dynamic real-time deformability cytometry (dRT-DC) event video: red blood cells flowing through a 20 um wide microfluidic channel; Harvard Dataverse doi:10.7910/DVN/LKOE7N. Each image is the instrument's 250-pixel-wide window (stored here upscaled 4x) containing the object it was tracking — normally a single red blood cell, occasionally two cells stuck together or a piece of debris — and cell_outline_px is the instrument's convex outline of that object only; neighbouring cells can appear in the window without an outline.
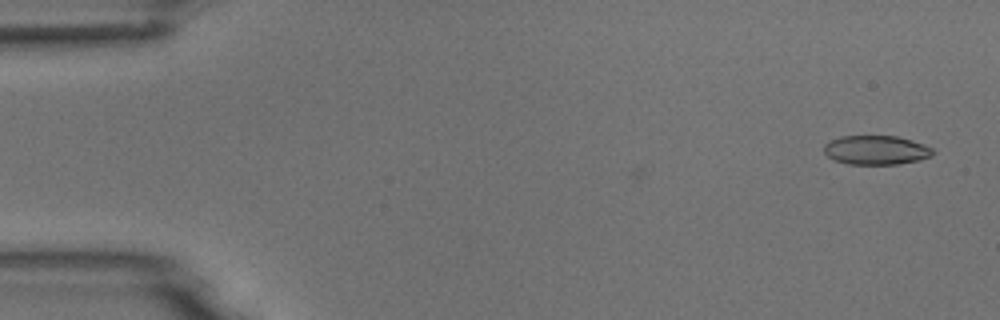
{"species": "common noctule bat (a hibernating species)", "species_latin": "Nyctalus noctula", "temperature_condition": "room temperature", "stored_images_in_passage": 4, "camera_frame_rate_fps": 3000, "um_per_image_px": 0.085, "animal": {"sex": "male", "body_mass_g": 18.8}, "frame": {"image": 1, "passage_image": 4, "time_ms": 1.0, "image_size_px": [1000, 320], "cell_outline_px": [[936, 152], [932, 156], [920, 160], [896, 164], [848, 164], [836, 160], [828, 156], [824, 152], [824, 144], [840, 136], [896, 136], [912, 140], [924, 144], [932, 148]], "centroid_in_image_um": [74.5, 12.75], "position_along_channel_um": 10.5, "area_um2": 18.5}}